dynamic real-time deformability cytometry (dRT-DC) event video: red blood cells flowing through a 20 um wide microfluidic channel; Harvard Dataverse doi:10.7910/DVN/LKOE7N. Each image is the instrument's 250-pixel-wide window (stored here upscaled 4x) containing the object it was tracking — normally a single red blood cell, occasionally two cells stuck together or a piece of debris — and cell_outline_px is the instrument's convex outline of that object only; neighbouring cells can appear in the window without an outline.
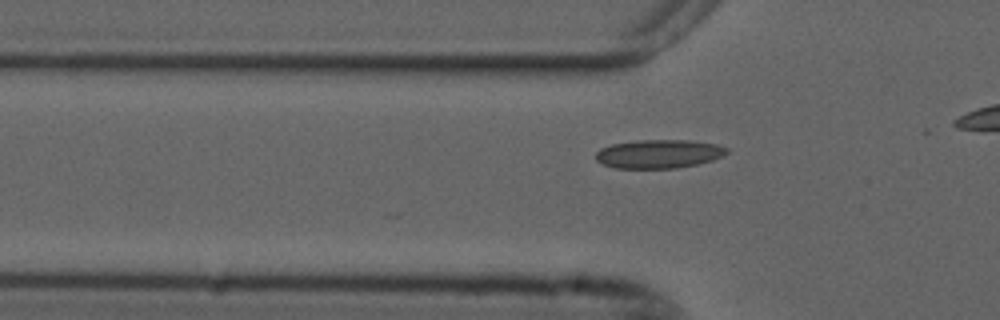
{"species": "common noctule bat (a hibernating species)", "species_latin": "Nyctalus noctula", "temperature_condition": "cold", "stored_images_in_passage": 12, "camera_frame_rate_fps": 3000, "um_per_image_px": 0.085, "animal": {"sex": "male", "forearm_length_mm": 52.5}, "frame": {"image": 1, "passage_image": 11, "time_ms": 3.333, "image_size_px": [1000, 320], "cell_outline_px": [[728, 152], [712, 160], [696, 164], [676, 168], [616, 168], [604, 164], [596, 160], [596, 152], [600, 148], [612, 144], [640, 140], [688, 140], [716, 144], [728, 148]], "centroid_in_image_um": [55.98, 13.08], "position_along_channel_um": 69.8, "area_um2": 21.68}}